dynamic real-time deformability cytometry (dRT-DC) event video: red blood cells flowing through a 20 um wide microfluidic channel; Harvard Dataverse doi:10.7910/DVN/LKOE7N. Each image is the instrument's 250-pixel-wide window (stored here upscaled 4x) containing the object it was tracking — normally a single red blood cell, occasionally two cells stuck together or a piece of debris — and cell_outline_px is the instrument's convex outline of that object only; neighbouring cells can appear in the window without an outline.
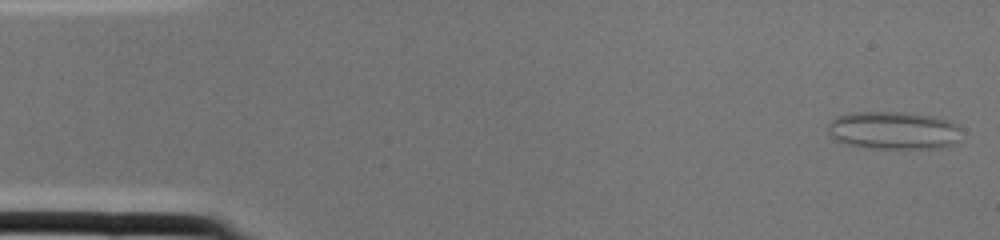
{"species": "common noctule bat (a hibernating species)", "species_latin": "Nyctalus noctula", "temperature_condition": "cold", "stored_images_in_passage": 2, "camera_frame_rate_fps": 3000, "um_per_image_px": 0.085, "animal": {"sex": "female", "body_mass_g": 22.0, "forearm_length_mm": 56.7}, "frame": {"image": 1, "passage_image": 1, "time_ms": 0.0, "image_size_px": [1000, 240], "cell_outline_px": [[960, 140], [956, 144], [940, 148], [868, 148], [848, 144], [836, 140], [828, 136], [828, 124], [836, 116], [856, 112], [900, 112], [936, 116], [952, 120], [960, 124]], "centroid_in_image_um": [76.01, 11.08], "position_along_channel_um": 9.0, "area_um2": 30.0}}
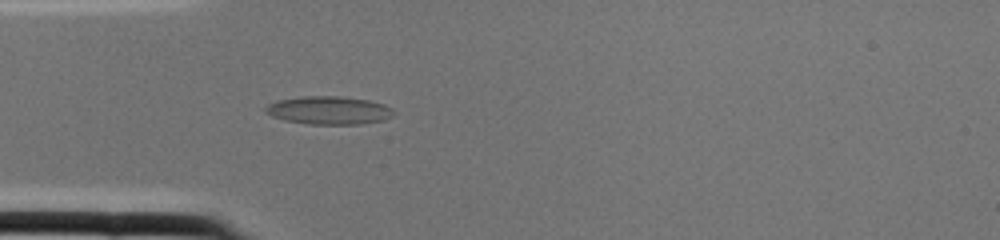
{"frame": {"image": 2, "passage_image": 2, "time_ms": 0.333, "image_size_px": [1000, 240], "cell_outline_px": [[396, 112], [392, 116], [384, 120], [360, 124], [308, 124], [284, 120], [272, 116], [264, 112], [264, 108], [268, 104], [280, 100], [300, 96], [340, 96], [368, 100], [384, 104], [392, 108]], "centroid_in_image_um": [27.96, 9.38], "position_along_channel_um": 57.0, "area_um2": 21.1}}